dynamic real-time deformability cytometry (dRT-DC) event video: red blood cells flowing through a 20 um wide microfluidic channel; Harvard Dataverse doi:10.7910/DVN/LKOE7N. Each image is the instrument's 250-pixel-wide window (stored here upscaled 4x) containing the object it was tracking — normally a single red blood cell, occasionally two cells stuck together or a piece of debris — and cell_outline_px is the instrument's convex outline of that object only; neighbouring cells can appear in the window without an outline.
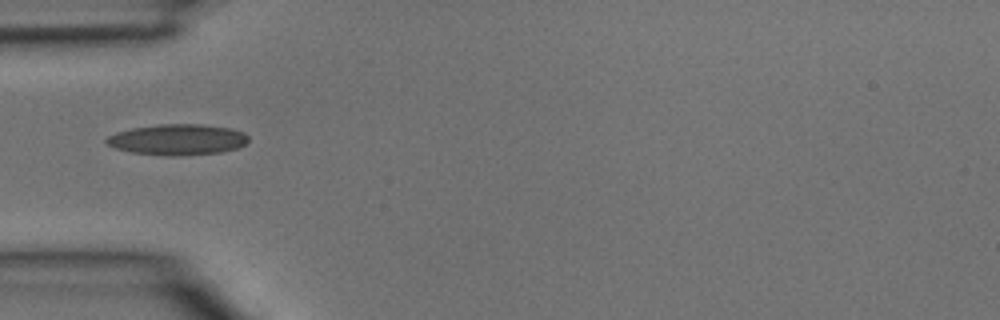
{"species": "common noctule bat (a hibernating species)", "species_latin": "Nyctalus noctula", "temperature_condition": "room temperature", "stored_images_in_passage": 3, "camera_frame_rate_fps": 3000, "um_per_image_px": 0.085, "animal": {"sex": "male", "body_mass_g": 15.6}, "frame": {"image": 1, "passage_image": 2, "time_ms": 0.333, "image_size_px": [1000, 320], "cell_outline_px": [[248, 140], [244, 144], [236, 148], [220, 152], [184, 156], [164, 156], [132, 152], [116, 148], [108, 144], [104, 140], [108, 136], [116, 132], [132, 128], [160, 124], [200, 124], [232, 128], [244, 132], [248, 136]], "centroid_in_image_um": [15.1, 11.86], "position_along_channel_um": 69.9, "area_um2": 25.61}}